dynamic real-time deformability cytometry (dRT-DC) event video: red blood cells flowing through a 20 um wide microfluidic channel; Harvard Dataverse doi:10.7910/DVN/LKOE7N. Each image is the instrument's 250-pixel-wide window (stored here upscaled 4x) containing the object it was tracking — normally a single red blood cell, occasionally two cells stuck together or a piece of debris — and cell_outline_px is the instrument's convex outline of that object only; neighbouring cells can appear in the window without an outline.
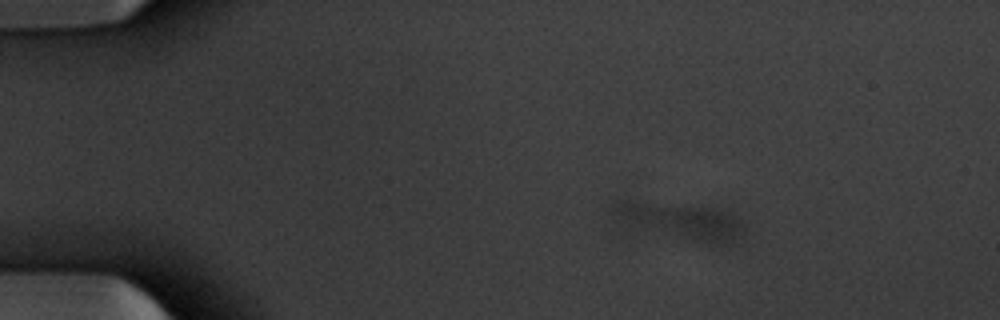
{"species": "common noctule bat (a hibernating species)", "species_latin": "Nyctalus noctula", "temperature_condition": "warm", "stored_images_in_passage": 20, "segment_of_instrument_passage": [1, 2], "camera_frame_rate_fps": 3000, "um_per_image_px": 0.085, "animal": {"sex": "male", "body_mass_g": 20.1, "forearm_length_mm": 53.5}, "frame": {"image": 1, "passage_image": 9, "time_ms": 2.667, "image_size_px": [1000, 320], "cell_outline_px": [[744, 232], [732, 244], [708, 244], [620, 224], [604, 212], [612, 200], [632, 200], [720, 208], [732, 212], [744, 224]], "centroid_in_image_um": [57.71, 18.74], "position_along_channel_um": 27.3, "area_um2": 29.3}}